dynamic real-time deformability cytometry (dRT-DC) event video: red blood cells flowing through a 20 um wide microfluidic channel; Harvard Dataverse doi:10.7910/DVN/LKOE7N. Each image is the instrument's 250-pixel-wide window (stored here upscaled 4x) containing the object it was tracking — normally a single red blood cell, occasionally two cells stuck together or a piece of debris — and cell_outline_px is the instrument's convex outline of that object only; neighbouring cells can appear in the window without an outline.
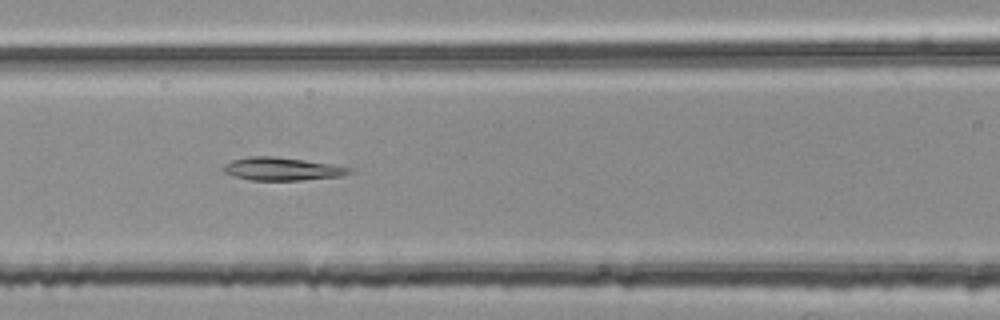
{"species": "common noctule bat (a hibernating species)", "species_latin": "Nyctalus noctula", "temperature_condition": "room temperature", "stored_images_in_passage": 54, "segment_of_instrument_passage": [2, 2], "camera_frame_rate_fps": 3000, "um_per_image_px": 0.085, "animal": {"sex": "female", "body_mass_g": 25.1}, "frame": {"image": 1, "passage_image": 23, "time_ms": 7.333, "image_size_px": [1000, 320], "cell_outline_px": [[352, 172], [340, 176], [300, 180], [252, 180], [236, 176], [224, 172], [220, 168], [224, 164], [232, 160], [248, 156], [276, 156], [304, 160], [352, 168]], "centroid_in_image_um": [23.91, 14.35], "position_along_channel_um": 142.7, "area_um2": 16.7}}
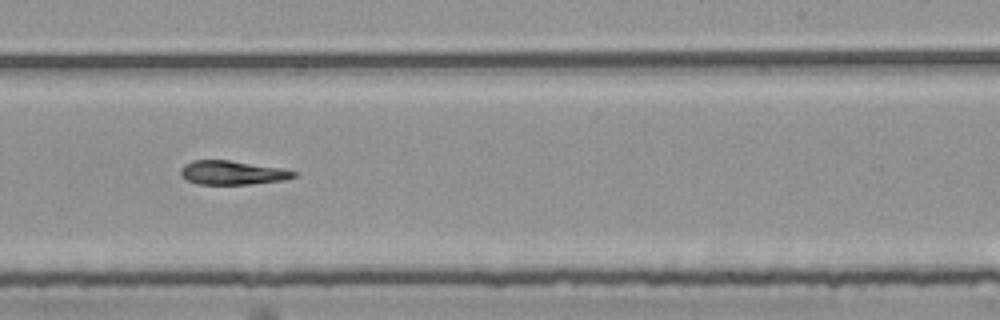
{"frame": {"image": 2, "passage_image": 33, "time_ms": 10.667, "image_size_px": [1000, 320], "cell_outline_px": [[300, 172], [296, 176], [288, 180], [252, 184], [196, 184], [188, 180], [180, 172], [180, 168], [184, 164], [192, 160], [228, 160], [280, 168]], "centroid_in_image_um": [19.79, 14.68], "position_along_channel_um": 269.2, "area_um2": 15.84}}
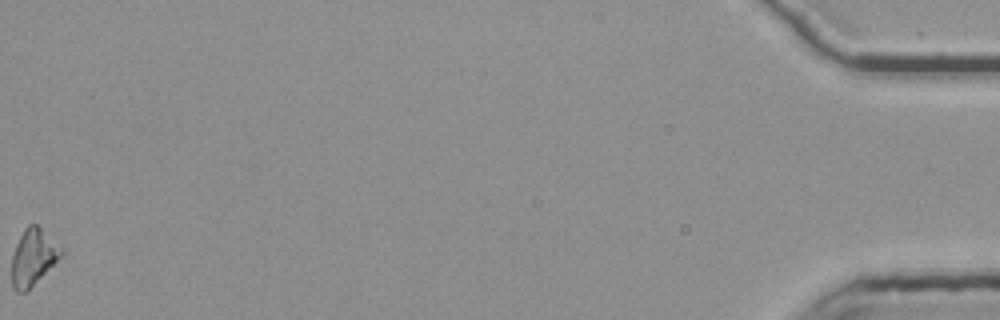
{"frame": {"image": 3, "passage_image": 54, "time_ms": 17.667, "image_size_px": [1000, 320], "cell_outline_px": [[64, 252], [24, 292], [16, 292], [12, 288], [12, 256], [16, 244], [24, 228], [28, 224], [36, 224], [64, 248]], "centroid_in_image_um": [2.8, 21.81], "position_along_channel_um": 432.4, "area_um2": 15.78}}